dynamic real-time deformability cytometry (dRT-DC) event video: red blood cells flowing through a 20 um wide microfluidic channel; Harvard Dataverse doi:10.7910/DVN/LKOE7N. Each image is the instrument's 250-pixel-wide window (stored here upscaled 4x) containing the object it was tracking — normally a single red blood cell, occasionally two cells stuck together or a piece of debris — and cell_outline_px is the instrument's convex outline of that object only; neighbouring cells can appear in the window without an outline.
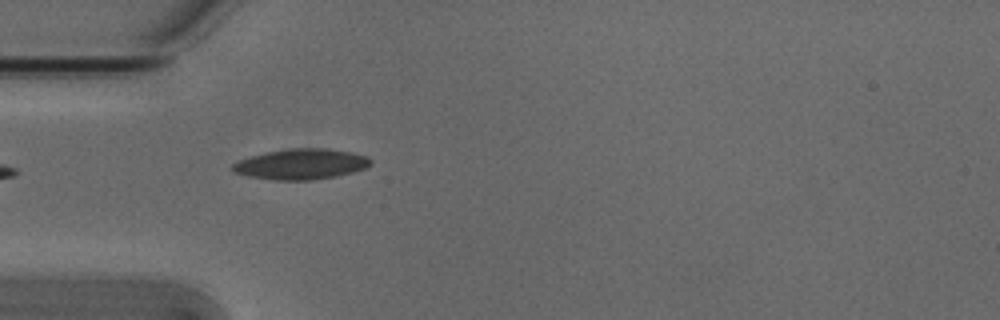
{"species": "Egyptian fruit bat (a non-hibernating species)", "species_latin": "Rousettus aegyptiacus", "temperature_condition": "cold", "stored_images_in_passage": 4, "camera_frame_rate_fps": 3000, "um_per_image_px": 0.085, "animal": {"sex": "male"}, "frame": {"image": 1, "passage_image": 4, "time_ms": 1.0, "image_size_px": [1000, 320], "cell_outline_px": [[372, 164], [364, 168], [352, 172], [336, 176], [312, 180], [276, 180], [248, 176], [236, 172], [232, 168], [232, 164], [240, 160], [252, 156], [268, 152], [288, 148], [328, 148], [352, 152], [368, 156], [372, 160]], "centroid_in_image_um": [25.65, 13.94], "position_along_channel_um": 59.4, "area_um2": 24.45}}